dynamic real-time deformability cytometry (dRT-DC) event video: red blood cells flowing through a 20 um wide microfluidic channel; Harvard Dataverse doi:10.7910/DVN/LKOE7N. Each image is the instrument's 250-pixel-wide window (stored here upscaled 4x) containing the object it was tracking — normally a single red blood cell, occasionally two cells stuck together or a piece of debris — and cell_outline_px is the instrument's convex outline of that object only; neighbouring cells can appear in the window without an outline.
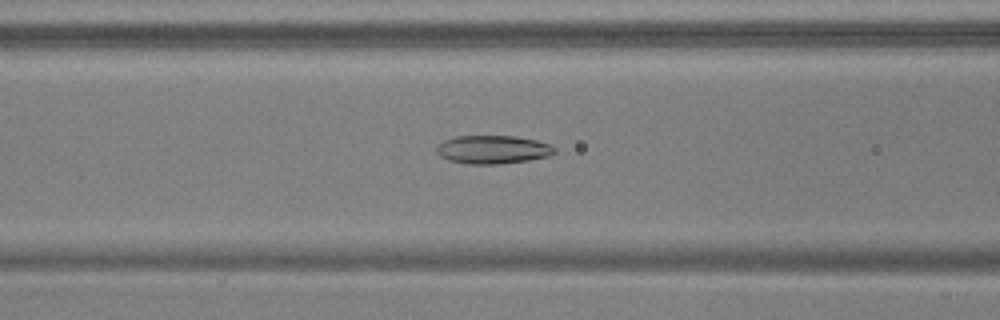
{"species": "common noctule bat (a hibernating species)", "species_latin": "Nyctalus noctula", "temperature_condition": "warm", "stored_images_in_passage": 54, "camera_frame_rate_fps": 3000, "um_per_image_px": 0.085, "animal": {"sex": "male", "body_mass_g": 17.9, "forearm_length_mm": 54.2}, "frame": {"image": 1, "passage_image": 22, "time_ms": 7.0, "image_size_px": [1000, 320], "cell_outline_px": [[556, 152], [548, 156], [528, 160], [500, 164], [472, 164], [448, 160], [440, 156], [436, 152], [436, 148], [444, 140], [456, 136], [516, 136], [536, 140], [548, 144], [556, 148]], "centroid_in_image_um": [41.89, 12.71], "position_along_channel_um": 124.7, "area_um2": 19.42}}
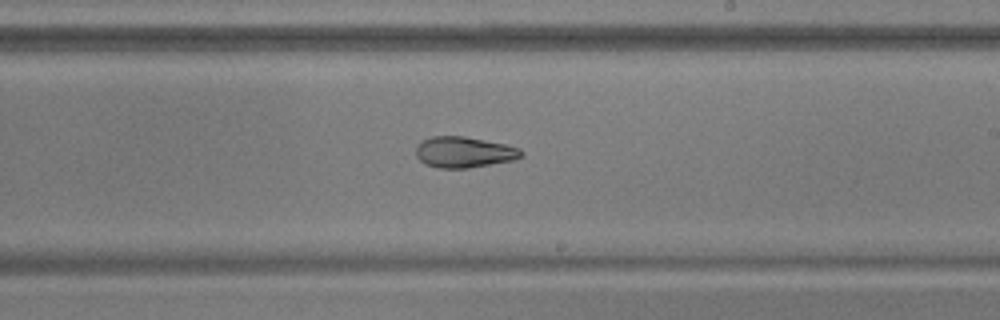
{"frame": {"image": 2, "passage_image": 32, "time_ms": 10.333, "image_size_px": [1000, 320], "cell_outline_px": [[524, 156], [512, 160], [468, 168], [440, 168], [424, 164], [416, 156], [416, 144], [420, 140], [432, 136], [464, 136], [504, 144], [520, 148], [524, 152]], "centroid_in_image_um": [39.41, 12.93], "position_along_channel_um": 249.6, "area_um2": 19.07}}
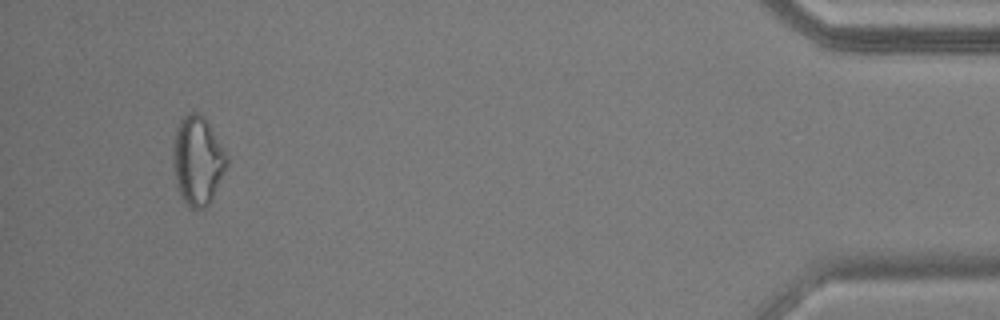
{"frame": {"image": 3, "passage_image": 51, "time_ms": 16.667, "image_size_px": [1000, 320], "cell_outline_px": [[228, 164], [212, 200], [204, 208], [188, 208], [180, 196], [176, 188], [172, 156], [172, 148], [176, 128], [180, 120], [188, 112], [196, 112], [204, 116], [224, 148], [228, 156]], "centroid_in_image_um": [16.79, 13.66], "position_along_channel_um": 418.4, "area_um2": 28.26}, "authors_computed_cell_mechanics": {"area_um2": 21.7039, "velocity_mm_per_s": 3.7495, "shape_relaxation_time_tau1_ms": null, "shape_relaxation_time_tau2_ms": 7.0354, "deformation_change_tau1": null, "deformation_change_tau2": 0.1361}}